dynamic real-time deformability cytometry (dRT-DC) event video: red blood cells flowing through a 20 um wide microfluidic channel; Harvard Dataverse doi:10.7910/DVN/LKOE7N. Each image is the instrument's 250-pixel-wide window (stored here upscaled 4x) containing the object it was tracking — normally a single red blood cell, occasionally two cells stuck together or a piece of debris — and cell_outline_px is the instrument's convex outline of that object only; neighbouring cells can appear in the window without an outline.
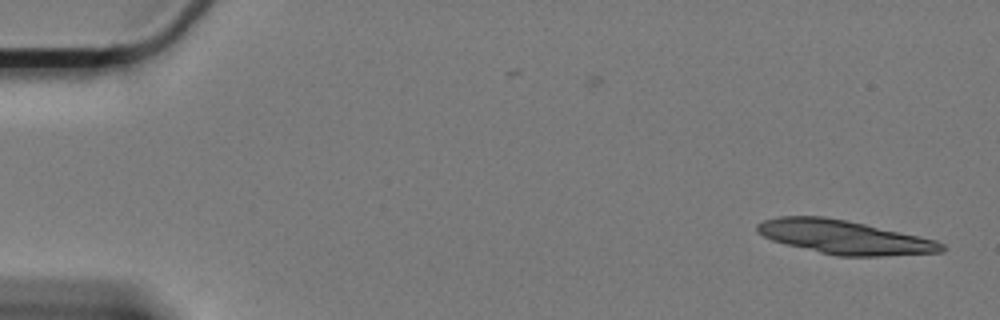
{"species": "Egyptian fruit bat (a non-hibernating species)", "species_latin": "Rousettus aegyptiacus", "temperature_condition": "cold", "stored_images_in_passage": 17, "camera_frame_rate_fps": 3000, "um_per_image_px": 0.085, "animal": {"sex": "female"}, "frame": {"image": 1, "passage_image": 1, "time_ms": 0.0, "image_size_px": [1000, 320], "cell_outline_px": [[948, 248], [944, 252], [880, 256], [836, 256], [784, 244], [772, 240], [756, 232], [756, 224], [764, 220], [780, 216], [824, 216], [864, 224], [920, 236], [936, 240], [944, 244]], "centroid_in_image_um": [71.77, 20.16], "position_along_channel_um": 13.2, "area_um2": 36.3}}